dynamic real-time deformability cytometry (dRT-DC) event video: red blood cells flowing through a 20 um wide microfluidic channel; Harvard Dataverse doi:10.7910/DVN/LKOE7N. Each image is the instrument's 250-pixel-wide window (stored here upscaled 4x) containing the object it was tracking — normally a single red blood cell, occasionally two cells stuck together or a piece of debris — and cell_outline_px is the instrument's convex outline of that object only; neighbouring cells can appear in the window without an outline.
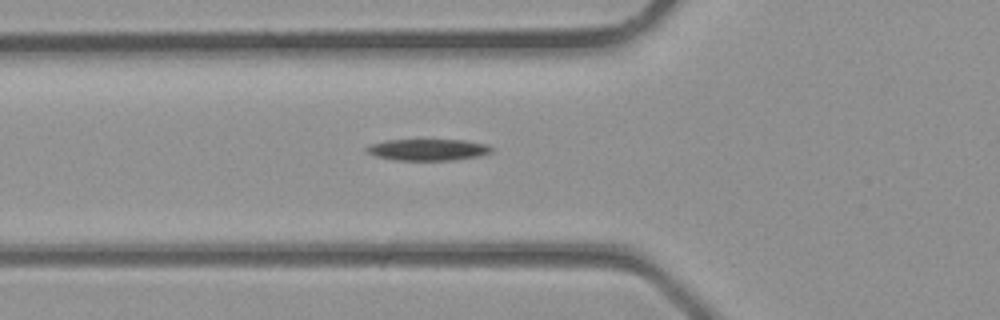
{"species": "common noctule bat (a hibernating species)", "species_latin": "Nyctalus noctula", "temperature_condition": "room temperature", "stored_images_in_passage": 29, "camera_frame_rate_fps": 3000, "um_per_image_px": 0.085, "animal": {"sex": "male", "body_mass_g": 23.1, "forearm_length_mm": 52.7}, "frame": {"image": 1, "passage_image": 4, "time_ms": 1.0, "image_size_px": [1000, 320], "cell_outline_px": [[492, 152], [480, 156], [452, 160], [396, 160], [376, 156], [364, 152], [364, 148], [372, 144], [384, 140], [464, 140], [488, 144], [492, 148]], "centroid_in_image_um": [36.36, 12.72], "position_along_channel_um": 89.4, "area_um2": 15.72}}
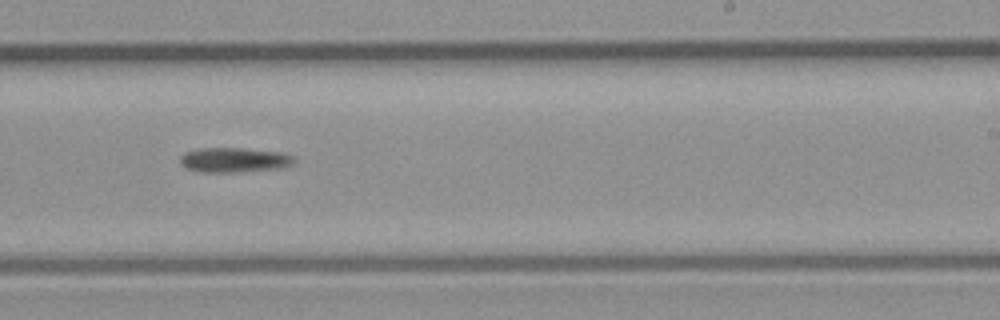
{"frame": {"image": 2, "passage_image": 14, "time_ms": 4.333, "image_size_px": [1000, 320], "cell_outline_px": [[296, 160], [292, 164], [280, 168], [236, 172], [204, 172], [184, 168], [180, 164], [180, 156], [184, 152], [200, 148], [244, 148], [284, 152], [296, 156]], "centroid_in_image_um": [19.92, 13.58], "position_along_channel_um": 269.1, "area_um2": 16.7}}
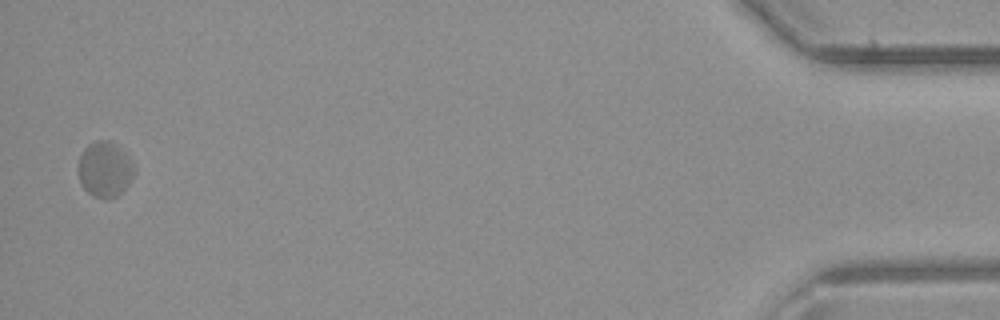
{"frame": {"image": 3, "passage_image": 28, "time_ms": 9.0, "image_size_px": [1000, 320], "cell_outline_px": [[136, 172], [128, 184], [116, 196], [108, 200], [104, 200], [92, 196], [84, 188], [80, 180], [80, 156], [84, 148], [88, 144], [96, 140], [108, 140], [116, 144], [124, 152], [136, 168]], "centroid_in_image_um": [8.93, 14.4], "position_along_channel_um": 426.3, "area_um2": 17.98}}